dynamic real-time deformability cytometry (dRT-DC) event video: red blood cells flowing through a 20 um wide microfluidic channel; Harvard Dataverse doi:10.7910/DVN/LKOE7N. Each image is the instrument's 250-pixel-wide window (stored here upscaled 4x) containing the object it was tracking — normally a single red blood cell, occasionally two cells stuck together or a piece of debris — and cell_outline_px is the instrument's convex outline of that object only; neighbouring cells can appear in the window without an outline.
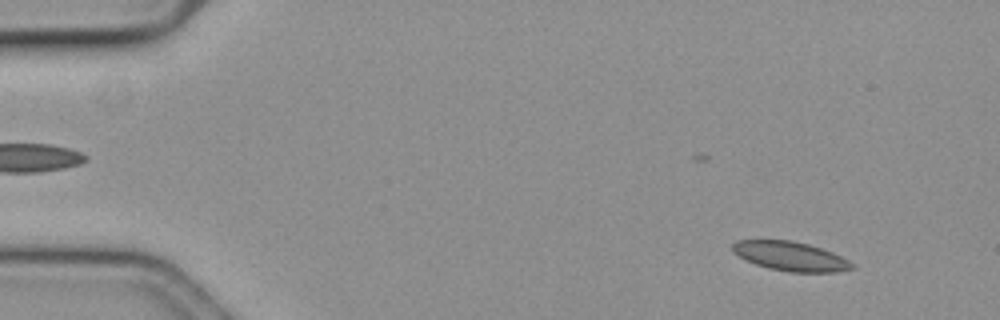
{"species": "common noctule bat (a hibernating species)", "species_latin": "Nyctalus noctula", "temperature_condition": "cold", "stored_images_in_passage": 12, "camera_frame_rate_fps": 3000, "um_per_image_px": 0.085, "animal": {"sex": "female", "body_mass_g": 19.3, "forearm_length_mm": 54.1}, "frame": {"image": 1, "passage_image": 6, "time_ms": 1.667, "image_size_px": [1000, 320], "cell_outline_px": [[856, 268], [836, 272], [788, 272], [768, 268], [744, 260], [732, 252], [732, 244], [736, 240], [792, 240], [808, 244], [832, 252], [856, 264]], "centroid_in_image_um": [67.18, 21.78], "position_along_channel_um": 17.8, "area_um2": 20.52}}